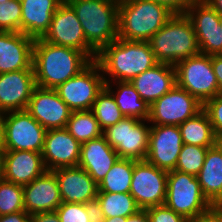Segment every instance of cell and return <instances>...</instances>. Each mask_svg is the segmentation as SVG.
Instances as JSON below:
<instances>
[{"label": "cell", "instance_id": "ffe728a7", "mask_svg": "<svg viewBox=\"0 0 222 222\" xmlns=\"http://www.w3.org/2000/svg\"><path fill=\"white\" fill-rule=\"evenodd\" d=\"M2 166L3 179L22 186L47 171L42 153L35 151H2Z\"/></svg>", "mask_w": 222, "mask_h": 222}, {"label": "cell", "instance_id": "6da1fadb", "mask_svg": "<svg viewBox=\"0 0 222 222\" xmlns=\"http://www.w3.org/2000/svg\"><path fill=\"white\" fill-rule=\"evenodd\" d=\"M92 60L82 51L52 44L41 38L33 46V71L36 86L55 89L76 76Z\"/></svg>", "mask_w": 222, "mask_h": 222}, {"label": "cell", "instance_id": "1f68e13d", "mask_svg": "<svg viewBox=\"0 0 222 222\" xmlns=\"http://www.w3.org/2000/svg\"><path fill=\"white\" fill-rule=\"evenodd\" d=\"M91 110L102 130L116 124L125 117L116 104L112 93L105 86L98 93Z\"/></svg>", "mask_w": 222, "mask_h": 222}, {"label": "cell", "instance_id": "60d3db41", "mask_svg": "<svg viewBox=\"0 0 222 222\" xmlns=\"http://www.w3.org/2000/svg\"><path fill=\"white\" fill-rule=\"evenodd\" d=\"M86 213L88 214L89 222H103L104 215L101 206L97 199L89 201L85 204Z\"/></svg>", "mask_w": 222, "mask_h": 222}, {"label": "cell", "instance_id": "816d5d0a", "mask_svg": "<svg viewBox=\"0 0 222 222\" xmlns=\"http://www.w3.org/2000/svg\"><path fill=\"white\" fill-rule=\"evenodd\" d=\"M220 27L222 29V15H220Z\"/></svg>", "mask_w": 222, "mask_h": 222}, {"label": "cell", "instance_id": "f35d334b", "mask_svg": "<svg viewBox=\"0 0 222 222\" xmlns=\"http://www.w3.org/2000/svg\"><path fill=\"white\" fill-rule=\"evenodd\" d=\"M188 222H222V206L211 205Z\"/></svg>", "mask_w": 222, "mask_h": 222}, {"label": "cell", "instance_id": "4316f807", "mask_svg": "<svg viewBox=\"0 0 222 222\" xmlns=\"http://www.w3.org/2000/svg\"><path fill=\"white\" fill-rule=\"evenodd\" d=\"M117 91L112 89L111 82H105V87L112 93L116 104L125 117L148 120L150 105L141 99L130 81H114ZM117 92V93H116Z\"/></svg>", "mask_w": 222, "mask_h": 222}, {"label": "cell", "instance_id": "2e32d148", "mask_svg": "<svg viewBox=\"0 0 222 222\" xmlns=\"http://www.w3.org/2000/svg\"><path fill=\"white\" fill-rule=\"evenodd\" d=\"M26 110L46 130L65 128L72 110L55 89L36 86Z\"/></svg>", "mask_w": 222, "mask_h": 222}, {"label": "cell", "instance_id": "603a6c76", "mask_svg": "<svg viewBox=\"0 0 222 222\" xmlns=\"http://www.w3.org/2000/svg\"><path fill=\"white\" fill-rule=\"evenodd\" d=\"M119 158L115 149L102 135L81 144L78 166L99 185Z\"/></svg>", "mask_w": 222, "mask_h": 222}, {"label": "cell", "instance_id": "44dd1931", "mask_svg": "<svg viewBox=\"0 0 222 222\" xmlns=\"http://www.w3.org/2000/svg\"><path fill=\"white\" fill-rule=\"evenodd\" d=\"M34 42L21 32L0 31V74L30 69Z\"/></svg>", "mask_w": 222, "mask_h": 222}, {"label": "cell", "instance_id": "5bb4252c", "mask_svg": "<svg viewBox=\"0 0 222 222\" xmlns=\"http://www.w3.org/2000/svg\"><path fill=\"white\" fill-rule=\"evenodd\" d=\"M197 37L200 53L222 54L220 15L205 0H195L186 10Z\"/></svg>", "mask_w": 222, "mask_h": 222}, {"label": "cell", "instance_id": "7a4b0ae2", "mask_svg": "<svg viewBox=\"0 0 222 222\" xmlns=\"http://www.w3.org/2000/svg\"><path fill=\"white\" fill-rule=\"evenodd\" d=\"M104 82L131 81L158 64L148 41H127L117 38L103 47L96 56ZM108 75L109 77L105 76ZM117 79V80H116Z\"/></svg>", "mask_w": 222, "mask_h": 222}, {"label": "cell", "instance_id": "ee69618b", "mask_svg": "<svg viewBox=\"0 0 222 222\" xmlns=\"http://www.w3.org/2000/svg\"><path fill=\"white\" fill-rule=\"evenodd\" d=\"M30 214L25 211H19L0 216V222H29Z\"/></svg>", "mask_w": 222, "mask_h": 222}, {"label": "cell", "instance_id": "74e56055", "mask_svg": "<svg viewBox=\"0 0 222 222\" xmlns=\"http://www.w3.org/2000/svg\"><path fill=\"white\" fill-rule=\"evenodd\" d=\"M150 222H188L165 204L146 208Z\"/></svg>", "mask_w": 222, "mask_h": 222}, {"label": "cell", "instance_id": "52a82bcc", "mask_svg": "<svg viewBox=\"0 0 222 222\" xmlns=\"http://www.w3.org/2000/svg\"><path fill=\"white\" fill-rule=\"evenodd\" d=\"M164 204L188 221L212 205L203 195L197 177L177 170L168 171Z\"/></svg>", "mask_w": 222, "mask_h": 222}, {"label": "cell", "instance_id": "4fadbf2b", "mask_svg": "<svg viewBox=\"0 0 222 222\" xmlns=\"http://www.w3.org/2000/svg\"><path fill=\"white\" fill-rule=\"evenodd\" d=\"M41 39L55 45L80 50L92 61L96 59L97 52L87 43L75 11L65 0L53 14L49 29Z\"/></svg>", "mask_w": 222, "mask_h": 222}, {"label": "cell", "instance_id": "f546056e", "mask_svg": "<svg viewBox=\"0 0 222 222\" xmlns=\"http://www.w3.org/2000/svg\"><path fill=\"white\" fill-rule=\"evenodd\" d=\"M65 128L80 144L103 135L92 110L72 111Z\"/></svg>", "mask_w": 222, "mask_h": 222}, {"label": "cell", "instance_id": "d6986e66", "mask_svg": "<svg viewBox=\"0 0 222 222\" xmlns=\"http://www.w3.org/2000/svg\"><path fill=\"white\" fill-rule=\"evenodd\" d=\"M23 196L25 212L30 215L53 212L62 204L57 177L49 170L23 185Z\"/></svg>", "mask_w": 222, "mask_h": 222}, {"label": "cell", "instance_id": "7bdbcfd3", "mask_svg": "<svg viewBox=\"0 0 222 222\" xmlns=\"http://www.w3.org/2000/svg\"><path fill=\"white\" fill-rule=\"evenodd\" d=\"M29 222H60V218L56 211L36 213L30 215Z\"/></svg>", "mask_w": 222, "mask_h": 222}, {"label": "cell", "instance_id": "7dc6e473", "mask_svg": "<svg viewBox=\"0 0 222 222\" xmlns=\"http://www.w3.org/2000/svg\"><path fill=\"white\" fill-rule=\"evenodd\" d=\"M207 1L219 15H222V0H205Z\"/></svg>", "mask_w": 222, "mask_h": 222}, {"label": "cell", "instance_id": "f6af8a7d", "mask_svg": "<svg viewBox=\"0 0 222 222\" xmlns=\"http://www.w3.org/2000/svg\"><path fill=\"white\" fill-rule=\"evenodd\" d=\"M126 222H150L146 209H141L137 213L126 217Z\"/></svg>", "mask_w": 222, "mask_h": 222}, {"label": "cell", "instance_id": "484cf974", "mask_svg": "<svg viewBox=\"0 0 222 222\" xmlns=\"http://www.w3.org/2000/svg\"><path fill=\"white\" fill-rule=\"evenodd\" d=\"M196 177L203 195L212 205H218L222 201V149L217 144L208 148Z\"/></svg>", "mask_w": 222, "mask_h": 222}, {"label": "cell", "instance_id": "e0dca14e", "mask_svg": "<svg viewBox=\"0 0 222 222\" xmlns=\"http://www.w3.org/2000/svg\"><path fill=\"white\" fill-rule=\"evenodd\" d=\"M80 151L81 144L66 128L47 130L42 151L47 170L78 166Z\"/></svg>", "mask_w": 222, "mask_h": 222}, {"label": "cell", "instance_id": "8d00e7d4", "mask_svg": "<svg viewBox=\"0 0 222 222\" xmlns=\"http://www.w3.org/2000/svg\"><path fill=\"white\" fill-rule=\"evenodd\" d=\"M218 140H222V94L216 95L203 104Z\"/></svg>", "mask_w": 222, "mask_h": 222}, {"label": "cell", "instance_id": "681fc988", "mask_svg": "<svg viewBox=\"0 0 222 222\" xmlns=\"http://www.w3.org/2000/svg\"><path fill=\"white\" fill-rule=\"evenodd\" d=\"M3 178L2 152H0V180Z\"/></svg>", "mask_w": 222, "mask_h": 222}, {"label": "cell", "instance_id": "8992f818", "mask_svg": "<svg viewBox=\"0 0 222 222\" xmlns=\"http://www.w3.org/2000/svg\"><path fill=\"white\" fill-rule=\"evenodd\" d=\"M176 85L193 95L200 103L220 94L211 65V55L198 53L179 61L175 66Z\"/></svg>", "mask_w": 222, "mask_h": 222}, {"label": "cell", "instance_id": "d590c367", "mask_svg": "<svg viewBox=\"0 0 222 222\" xmlns=\"http://www.w3.org/2000/svg\"><path fill=\"white\" fill-rule=\"evenodd\" d=\"M55 211L60 218V222H89L83 203L62 202Z\"/></svg>", "mask_w": 222, "mask_h": 222}, {"label": "cell", "instance_id": "c3c4849f", "mask_svg": "<svg viewBox=\"0 0 222 222\" xmlns=\"http://www.w3.org/2000/svg\"><path fill=\"white\" fill-rule=\"evenodd\" d=\"M103 222H126V217L104 218Z\"/></svg>", "mask_w": 222, "mask_h": 222}, {"label": "cell", "instance_id": "ab89813d", "mask_svg": "<svg viewBox=\"0 0 222 222\" xmlns=\"http://www.w3.org/2000/svg\"><path fill=\"white\" fill-rule=\"evenodd\" d=\"M164 5L174 14H183L195 0H153Z\"/></svg>", "mask_w": 222, "mask_h": 222}, {"label": "cell", "instance_id": "8fae6325", "mask_svg": "<svg viewBox=\"0 0 222 222\" xmlns=\"http://www.w3.org/2000/svg\"><path fill=\"white\" fill-rule=\"evenodd\" d=\"M202 109V103L188 91L175 85L150 105L148 121L152 125L179 126Z\"/></svg>", "mask_w": 222, "mask_h": 222}, {"label": "cell", "instance_id": "277c9868", "mask_svg": "<svg viewBox=\"0 0 222 222\" xmlns=\"http://www.w3.org/2000/svg\"><path fill=\"white\" fill-rule=\"evenodd\" d=\"M173 14L153 0H122L118 8V38L148 41Z\"/></svg>", "mask_w": 222, "mask_h": 222}, {"label": "cell", "instance_id": "4dcf8cb0", "mask_svg": "<svg viewBox=\"0 0 222 222\" xmlns=\"http://www.w3.org/2000/svg\"><path fill=\"white\" fill-rule=\"evenodd\" d=\"M104 218L128 217L141 208L130 193H97Z\"/></svg>", "mask_w": 222, "mask_h": 222}, {"label": "cell", "instance_id": "ac0fdd59", "mask_svg": "<svg viewBox=\"0 0 222 222\" xmlns=\"http://www.w3.org/2000/svg\"><path fill=\"white\" fill-rule=\"evenodd\" d=\"M35 87L33 66L0 74V111L26 110Z\"/></svg>", "mask_w": 222, "mask_h": 222}, {"label": "cell", "instance_id": "bcb514c9", "mask_svg": "<svg viewBox=\"0 0 222 222\" xmlns=\"http://www.w3.org/2000/svg\"><path fill=\"white\" fill-rule=\"evenodd\" d=\"M4 144V112L0 111V152L3 151Z\"/></svg>", "mask_w": 222, "mask_h": 222}, {"label": "cell", "instance_id": "836d02e7", "mask_svg": "<svg viewBox=\"0 0 222 222\" xmlns=\"http://www.w3.org/2000/svg\"><path fill=\"white\" fill-rule=\"evenodd\" d=\"M208 148L210 147L183 144L175 170L197 176L203 167Z\"/></svg>", "mask_w": 222, "mask_h": 222}, {"label": "cell", "instance_id": "7c38bea8", "mask_svg": "<svg viewBox=\"0 0 222 222\" xmlns=\"http://www.w3.org/2000/svg\"><path fill=\"white\" fill-rule=\"evenodd\" d=\"M168 171L147 160H134L130 194L141 209L162 205L166 199Z\"/></svg>", "mask_w": 222, "mask_h": 222}, {"label": "cell", "instance_id": "d4e9b609", "mask_svg": "<svg viewBox=\"0 0 222 222\" xmlns=\"http://www.w3.org/2000/svg\"><path fill=\"white\" fill-rule=\"evenodd\" d=\"M64 0H22L21 33L35 39L48 31L53 14Z\"/></svg>", "mask_w": 222, "mask_h": 222}, {"label": "cell", "instance_id": "e575fe53", "mask_svg": "<svg viewBox=\"0 0 222 222\" xmlns=\"http://www.w3.org/2000/svg\"><path fill=\"white\" fill-rule=\"evenodd\" d=\"M22 7L19 0L0 3V31L21 32Z\"/></svg>", "mask_w": 222, "mask_h": 222}, {"label": "cell", "instance_id": "30bf717a", "mask_svg": "<svg viewBox=\"0 0 222 222\" xmlns=\"http://www.w3.org/2000/svg\"><path fill=\"white\" fill-rule=\"evenodd\" d=\"M105 82L99 64L93 60L86 68L55 88L72 111L91 110Z\"/></svg>", "mask_w": 222, "mask_h": 222}, {"label": "cell", "instance_id": "5b68a950", "mask_svg": "<svg viewBox=\"0 0 222 222\" xmlns=\"http://www.w3.org/2000/svg\"><path fill=\"white\" fill-rule=\"evenodd\" d=\"M148 43L158 63L173 66L200 53L193 24L186 13L173 14Z\"/></svg>", "mask_w": 222, "mask_h": 222}, {"label": "cell", "instance_id": "cb8c5ba5", "mask_svg": "<svg viewBox=\"0 0 222 222\" xmlns=\"http://www.w3.org/2000/svg\"><path fill=\"white\" fill-rule=\"evenodd\" d=\"M130 82L141 99L151 105L176 85V70L173 65L158 63Z\"/></svg>", "mask_w": 222, "mask_h": 222}, {"label": "cell", "instance_id": "9a60e30c", "mask_svg": "<svg viewBox=\"0 0 222 222\" xmlns=\"http://www.w3.org/2000/svg\"><path fill=\"white\" fill-rule=\"evenodd\" d=\"M183 144L179 126L151 125L146 160L159 169L175 170Z\"/></svg>", "mask_w": 222, "mask_h": 222}, {"label": "cell", "instance_id": "3957f363", "mask_svg": "<svg viewBox=\"0 0 222 222\" xmlns=\"http://www.w3.org/2000/svg\"><path fill=\"white\" fill-rule=\"evenodd\" d=\"M75 11L87 43L98 53L118 38L116 0H65Z\"/></svg>", "mask_w": 222, "mask_h": 222}, {"label": "cell", "instance_id": "7402d4cb", "mask_svg": "<svg viewBox=\"0 0 222 222\" xmlns=\"http://www.w3.org/2000/svg\"><path fill=\"white\" fill-rule=\"evenodd\" d=\"M57 177L62 202L83 203L95 200L98 184L81 167H63L53 170Z\"/></svg>", "mask_w": 222, "mask_h": 222}, {"label": "cell", "instance_id": "ba28073f", "mask_svg": "<svg viewBox=\"0 0 222 222\" xmlns=\"http://www.w3.org/2000/svg\"><path fill=\"white\" fill-rule=\"evenodd\" d=\"M145 122L148 120L124 117L103 130V136L120 158L146 160L151 126Z\"/></svg>", "mask_w": 222, "mask_h": 222}, {"label": "cell", "instance_id": "f5cc1de1", "mask_svg": "<svg viewBox=\"0 0 222 222\" xmlns=\"http://www.w3.org/2000/svg\"><path fill=\"white\" fill-rule=\"evenodd\" d=\"M7 1H10V0H0V3H1V2H7Z\"/></svg>", "mask_w": 222, "mask_h": 222}, {"label": "cell", "instance_id": "83f0119b", "mask_svg": "<svg viewBox=\"0 0 222 222\" xmlns=\"http://www.w3.org/2000/svg\"><path fill=\"white\" fill-rule=\"evenodd\" d=\"M184 144L201 147H213L217 137L206 112L202 109L195 116L179 125Z\"/></svg>", "mask_w": 222, "mask_h": 222}, {"label": "cell", "instance_id": "9c48e42d", "mask_svg": "<svg viewBox=\"0 0 222 222\" xmlns=\"http://www.w3.org/2000/svg\"><path fill=\"white\" fill-rule=\"evenodd\" d=\"M47 130L27 110L4 113L3 151L42 153Z\"/></svg>", "mask_w": 222, "mask_h": 222}, {"label": "cell", "instance_id": "d6a6232c", "mask_svg": "<svg viewBox=\"0 0 222 222\" xmlns=\"http://www.w3.org/2000/svg\"><path fill=\"white\" fill-rule=\"evenodd\" d=\"M25 211L23 186L0 180V216Z\"/></svg>", "mask_w": 222, "mask_h": 222}, {"label": "cell", "instance_id": "f907efd6", "mask_svg": "<svg viewBox=\"0 0 222 222\" xmlns=\"http://www.w3.org/2000/svg\"><path fill=\"white\" fill-rule=\"evenodd\" d=\"M217 145L222 149V140H218Z\"/></svg>", "mask_w": 222, "mask_h": 222}, {"label": "cell", "instance_id": "b9f144b4", "mask_svg": "<svg viewBox=\"0 0 222 222\" xmlns=\"http://www.w3.org/2000/svg\"><path fill=\"white\" fill-rule=\"evenodd\" d=\"M211 65L218 81L220 94H222V54L211 55Z\"/></svg>", "mask_w": 222, "mask_h": 222}, {"label": "cell", "instance_id": "f1b7e54d", "mask_svg": "<svg viewBox=\"0 0 222 222\" xmlns=\"http://www.w3.org/2000/svg\"><path fill=\"white\" fill-rule=\"evenodd\" d=\"M134 160L119 158L98 185V193H129Z\"/></svg>", "mask_w": 222, "mask_h": 222}]
</instances>
